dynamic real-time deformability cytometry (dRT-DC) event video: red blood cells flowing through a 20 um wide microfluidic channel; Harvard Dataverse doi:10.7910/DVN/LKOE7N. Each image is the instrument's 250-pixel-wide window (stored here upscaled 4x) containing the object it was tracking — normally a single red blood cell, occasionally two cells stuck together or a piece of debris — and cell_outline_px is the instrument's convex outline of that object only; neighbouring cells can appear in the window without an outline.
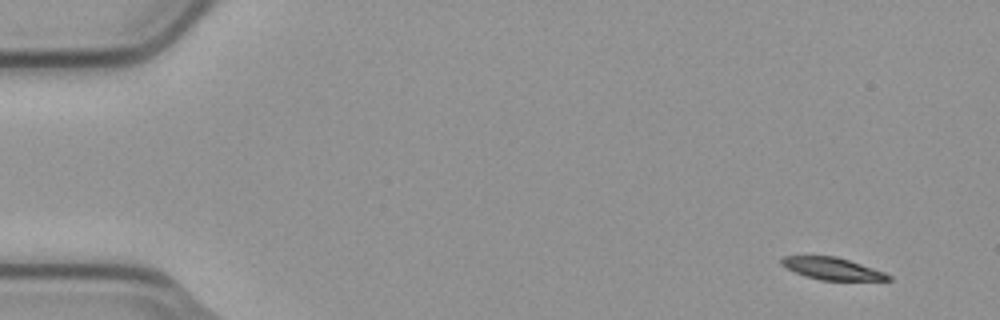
{"species": "common noctule bat (a hibernating species)", "species_latin": "Nyctalus noctula", "temperature_condition": "cold", "stored_images_in_passage": 4, "camera_frame_rate_fps": 3000, "um_per_image_px": 0.085, "animal": {"sex": "male", "body_mass_g": 23.1, "forearm_length_mm": 52.7}, "frame": {"image": 1, "passage_image": 1, "time_ms": 0.0, "image_size_px": [1000, 320], "cell_outline_px": [[892, 280], [820, 280], [804, 276], [784, 268], [780, 264], [780, 260], [784, 256], [836, 256], [884, 272], [892, 276]], "centroid_in_image_um": [70.68, 22.83], "position_along_channel_um": 14.3, "area_um2": 13.76}}
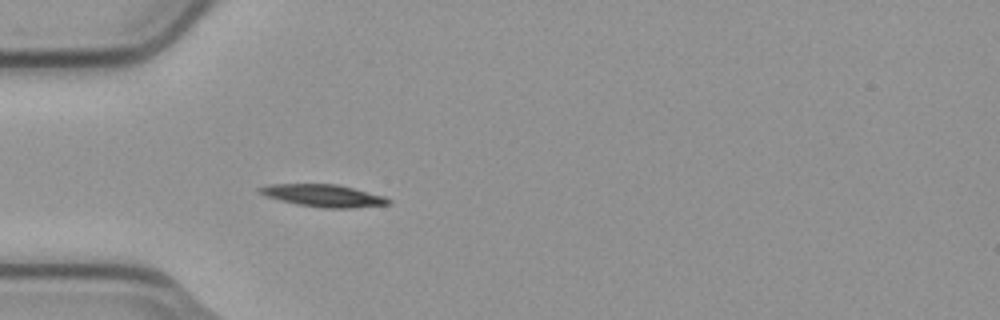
{"frame": {"image": 2, "passage_image": 4, "time_ms": 1.0, "image_size_px": [1000, 320], "cell_outline_px": [[392, 204], [352, 208], [324, 208], [296, 204], [264, 196], [256, 192], [256, 188], [268, 184], [336, 184], [384, 196], [392, 200]], "centroid_in_image_um": [27.45, 16.63], "position_along_channel_um": 57.6, "area_um2": 16.88}}